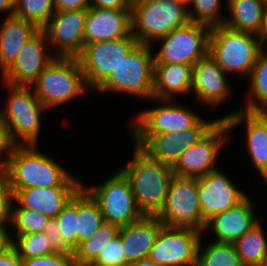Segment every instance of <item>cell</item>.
I'll use <instances>...</instances> for the list:
<instances>
[{
    "label": "cell",
    "mask_w": 267,
    "mask_h": 266,
    "mask_svg": "<svg viewBox=\"0 0 267 266\" xmlns=\"http://www.w3.org/2000/svg\"><path fill=\"white\" fill-rule=\"evenodd\" d=\"M31 88L47 110L91 91L78 59L72 57H55Z\"/></svg>",
    "instance_id": "obj_6"
},
{
    "label": "cell",
    "mask_w": 267,
    "mask_h": 266,
    "mask_svg": "<svg viewBox=\"0 0 267 266\" xmlns=\"http://www.w3.org/2000/svg\"><path fill=\"white\" fill-rule=\"evenodd\" d=\"M259 40L263 46L267 44V4H265L263 11V19L260 27V31L258 34Z\"/></svg>",
    "instance_id": "obj_47"
},
{
    "label": "cell",
    "mask_w": 267,
    "mask_h": 266,
    "mask_svg": "<svg viewBox=\"0 0 267 266\" xmlns=\"http://www.w3.org/2000/svg\"><path fill=\"white\" fill-rule=\"evenodd\" d=\"M83 187L98 202L104 222L119 227L141 219L144 215L137 207L128 179L118 169L102 184Z\"/></svg>",
    "instance_id": "obj_8"
},
{
    "label": "cell",
    "mask_w": 267,
    "mask_h": 266,
    "mask_svg": "<svg viewBox=\"0 0 267 266\" xmlns=\"http://www.w3.org/2000/svg\"><path fill=\"white\" fill-rule=\"evenodd\" d=\"M155 100V101H154ZM158 106L140 110L127 124L130 135L177 133L193 128L203 116L170 99L152 98ZM172 101V102H171ZM160 103V104H159Z\"/></svg>",
    "instance_id": "obj_9"
},
{
    "label": "cell",
    "mask_w": 267,
    "mask_h": 266,
    "mask_svg": "<svg viewBox=\"0 0 267 266\" xmlns=\"http://www.w3.org/2000/svg\"><path fill=\"white\" fill-rule=\"evenodd\" d=\"M38 146H8L1 171L11 190L83 186L80 178L73 176L58 159L48 156Z\"/></svg>",
    "instance_id": "obj_1"
},
{
    "label": "cell",
    "mask_w": 267,
    "mask_h": 266,
    "mask_svg": "<svg viewBox=\"0 0 267 266\" xmlns=\"http://www.w3.org/2000/svg\"><path fill=\"white\" fill-rule=\"evenodd\" d=\"M120 227L104 222L89 239L74 249V263L91 264L99 252L119 235Z\"/></svg>",
    "instance_id": "obj_31"
},
{
    "label": "cell",
    "mask_w": 267,
    "mask_h": 266,
    "mask_svg": "<svg viewBox=\"0 0 267 266\" xmlns=\"http://www.w3.org/2000/svg\"><path fill=\"white\" fill-rule=\"evenodd\" d=\"M229 126L219 119L192 147L183 152L171 166L174 175L181 177H201L219 169L217 158L228 143Z\"/></svg>",
    "instance_id": "obj_13"
},
{
    "label": "cell",
    "mask_w": 267,
    "mask_h": 266,
    "mask_svg": "<svg viewBox=\"0 0 267 266\" xmlns=\"http://www.w3.org/2000/svg\"><path fill=\"white\" fill-rule=\"evenodd\" d=\"M138 44L131 32L124 38L84 45L77 59L88 88L94 91Z\"/></svg>",
    "instance_id": "obj_11"
},
{
    "label": "cell",
    "mask_w": 267,
    "mask_h": 266,
    "mask_svg": "<svg viewBox=\"0 0 267 266\" xmlns=\"http://www.w3.org/2000/svg\"><path fill=\"white\" fill-rule=\"evenodd\" d=\"M50 51L46 34L39 29L24 44L14 63L1 75L2 82L13 86L31 87L55 58Z\"/></svg>",
    "instance_id": "obj_16"
},
{
    "label": "cell",
    "mask_w": 267,
    "mask_h": 266,
    "mask_svg": "<svg viewBox=\"0 0 267 266\" xmlns=\"http://www.w3.org/2000/svg\"><path fill=\"white\" fill-rule=\"evenodd\" d=\"M55 12L54 0H15L14 15L42 29Z\"/></svg>",
    "instance_id": "obj_34"
},
{
    "label": "cell",
    "mask_w": 267,
    "mask_h": 266,
    "mask_svg": "<svg viewBox=\"0 0 267 266\" xmlns=\"http://www.w3.org/2000/svg\"><path fill=\"white\" fill-rule=\"evenodd\" d=\"M43 233L48 237V240L56 252L74 255V250L65 242L60 234L56 218H50Z\"/></svg>",
    "instance_id": "obj_42"
},
{
    "label": "cell",
    "mask_w": 267,
    "mask_h": 266,
    "mask_svg": "<svg viewBox=\"0 0 267 266\" xmlns=\"http://www.w3.org/2000/svg\"><path fill=\"white\" fill-rule=\"evenodd\" d=\"M49 220L50 217L40 212L12 204L11 228L14 231V235L11 233L12 240L17 235L43 232Z\"/></svg>",
    "instance_id": "obj_33"
},
{
    "label": "cell",
    "mask_w": 267,
    "mask_h": 266,
    "mask_svg": "<svg viewBox=\"0 0 267 266\" xmlns=\"http://www.w3.org/2000/svg\"><path fill=\"white\" fill-rule=\"evenodd\" d=\"M4 85L8 99L5 106L0 108V121L8 146L38 145L41 113L48 110L31 87L13 86L3 82Z\"/></svg>",
    "instance_id": "obj_3"
},
{
    "label": "cell",
    "mask_w": 267,
    "mask_h": 266,
    "mask_svg": "<svg viewBox=\"0 0 267 266\" xmlns=\"http://www.w3.org/2000/svg\"><path fill=\"white\" fill-rule=\"evenodd\" d=\"M134 146L138 147L150 159L173 165L178 159L176 133L156 135H131Z\"/></svg>",
    "instance_id": "obj_28"
},
{
    "label": "cell",
    "mask_w": 267,
    "mask_h": 266,
    "mask_svg": "<svg viewBox=\"0 0 267 266\" xmlns=\"http://www.w3.org/2000/svg\"><path fill=\"white\" fill-rule=\"evenodd\" d=\"M230 13L223 25L235 31L259 34L265 2L263 0H226Z\"/></svg>",
    "instance_id": "obj_26"
},
{
    "label": "cell",
    "mask_w": 267,
    "mask_h": 266,
    "mask_svg": "<svg viewBox=\"0 0 267 266\" xmlns=\"http://www.w3.org/2000/svg\"><path fill=\"white\" fill-rule=\"evenodd\" d=\"M12 246V236L9 230H0V255Z\"/></svg>",
    "instance_id": "obj_46"
},
{
    "label": "cell",
    "mask_w": 267,
    "mask_h": 266,
    "mask_svg": "<svg viewBox=\"0 0 267 266\" xmlns=\"http://www.w3.org/2000/svg\"><path fill=\"white\" fill-rule=\"evenodd\" d=\"M90 7V0H54L55 12L66 10H87Z\"/></svg>",
    "instance_id": "obj_43"
},
{
    "label": "cell",
    "mask_w": 267,
    "mask_h": 266,
    "mask_svg": "<svg viewBox=\"0 0 267 266\" xmlns=\"http://www.w3.org/2000/svg\"><path fill=\"white\" fill-rule=\"evenodd\" d=\"M174 1L181 3L182 5L186 6L187 8H189V5L191 3V0H174Z\"/></svg>",
    "instance_id": "obj_51"
},
{
    "label": "cell",
    "mask_w": 267,
    "mask_h": 266,
    "mask_svg": "<svg viewBox=\"0 0 267 266\" xmlns=\"http://www.w3.org/2000/svg\"><path fill=\"white\" fill-rule=\"evenodd\" d=\"M259 221L233 245L244 266H261L267 261V236Z\"/></svg>",
    "instance_id": "obj_29"
},
{
    "label": "cell",
    "mask_w": 267,
    "mask_h": 266,
    "mask_svg": "<svg viewBox=\"0 0 267 266\" xmlns=\"http://www.w3.org/2000/svg\"><path fill=\"white\" fill-rule=\"evenodd\" d=\"M133 149L132 159L119 170L128 179L142 214L157 216L164 207L174 176L172 167L150 159L136 146Z\"/></svg>",
    "instance_id": "obj_2"
},
{
    "label": "cell",
    "mask_w": 267,
    "mask_h": 266,
    "mask_svg": "<svg viewBox=\"0 0 267 266\" xmlns=\"http://www.w3.org/2000/svg\"><path fill=\"white\" fill-rule=\"evenodd\" d=\"M131 266H163V265L158 264L157 262L148 257L133 263Z\"/></svg>",
    "instance_id": "obj_50"
},
{
    "label": "cell",
    "mask_w": 267,
    "mask_h": 266,
    "mask_svg": "<svg viewBox=\"0 0 267 266\" xmlns=\"http://www.w3.org/2000/svg\"><path fill=\"white\" fill-rule=\"evenodd\" d=\"M103 223L98 202L82 186L78 190V245L97 232Z\"/></svg>",
    "instance_id": "obj_30"
},
{
    "label": "cell",
    "mask_w": 267,
    "mask_h": 266,
    "mask_svg": "<svg viewBox=\"0 0 267 266\" xmlns=\"http://www.w3.org/2000/svg\"><path fill=\"white\" fill-rule=\"evenodd\" d=\"M1 75L14 63L24 44L39 30L32 22L15 15L0 22Z\"/></svg>",
    "instance_id": "obj_25"
},
{
    "label": "cell",
    "mask_w": 267,
    "mask_h": 266,
    "mask_svg": "<svg viewBox=\"0 0 267 266\" xmlns=\"http://www.w3.org/2000/svg\"><path fill=\"white\" fill-rule=\"evenodd\" d=\"M233 183L231 178L219 169L197 178L202 231L206 221L212 216L235 207L248 196Z\"/></svg>",
    "instance_id": "obj_17"
},
{
    "label": "cell",
    "mask_w": 267,
    "mask_h": 266,
    "mask_svg": "<svg viewBox=\"0 0 267 266\" xmlns=\"http://www.w3.org/2000/svg\"><path fill=\"white\" fill-rule=\"evenodd\" d=\"M152 45L138 44L115 70L94 90L96 93H124L137 98H153Z\"/></svg>",
    "instance_id": "obj_7"
},
{
    "label": "cell",
    "mask_w": 267,
    "mask_h": 266,
    "mask_svg": "<svg viewBox=\"0 0 267 266\" xmlns=\"http://www.w3.org/2000/svg\"><path fill=\"white\" fill-rule=\"evenodd\" d=\"M219 118L226 121L230 132L237 126L245 125V148L256 171L262 176L267 171V112H248L235 108Z\"/></svg>",
    "instance_id": "obj_18"
},
{
    "label": "cell",
    "mask_w": 267,
    "mask_h": 266,
    "mask_svg": "<svg viewBox=\"0 0 267 266\" xmlns=\"http://www.w3.org/2000/svg\"><path fill=\"white\" fill-rule=\"evenodd\" d=\"M218 63L207 54L193 66L192 91L195 102L208 107H218L230 95V81Z\"/></svg>",
    "instance_id": "obj_19"
},
{
    "label": "cell",
    "mask_w": 267,
    "mask_h": 266,
    "mask_svg": "<svg viewBox=\"0 0 267 266\" xmlns=\"http://www.w3.org/2000/svg\"><path fill=\"white\" fill-rule=\"evenodd\" d=\"M55 218L62 238L74 250L78 246V192Z\"/></svg>",
    "instance_id": "obj_37"
},
{
    "label": "cell",
    "mask_w": 267,
    "mask_h": 266,
    "mask_svg": "<svg viewBox=\"0 0 267 266\" xmlns=\"http://www.w3.org/2000/svg\"><path fill=\"white\" fill-rule=\"evenodd\" d=\"M86 16L85 9L54 12L42 30L55 57L77 58L80 55Z\"/></svg>",
    "instance_id": "obj_15"
},
{
    "label": "cell",
    "mask_w": 267,
    "mask_h": 266,
    "mask_svg": "<svg viewBox=\"0 0 267 266\" xmlns=\"http://www.w3.org/2000/svg\"><path fill=\"white\" fill-rule=\"evenodd\" d=\"M261 266H267V261L265 263H263Z\"/></svg>",
    "instance_id": "obj_54"
},
{
    "label": "cell",
    "mask_w": 267,
    "mask_h": 266,
    "mask_svg": "<svg viewBox=\"0 0 267 266\" xmlns=\"http://www.w3.org/2000/svg\"><path fill=\"white\" fill-rule=\"evenodd\" d=\"M7 148H8V144L6 142L3 128H2V123L0 121V168H2V166H3L6 152H7Z\"/></svg>",
    "instance_id": "obj_48"
},
{
    "label": "cell",
    "mask_w": 267,
    "mask_h": 266,
    "mask_svg": "<svg viewBox=\"0 0 267 266\" xmlns=\"http://www.w3.org/2000/svg\"><path fill=\"white\" fill-rule=\"evenodd\" d=\"M81 187H34L11 190L13 202L50 218H55Z\"/></svg>",
    "instance_id": "obj_22"
},
{
    "label": "cell",
    "mask_w": 267,
    "mask_h": 266,
    "mask_svg": "<svg viewBox=\"0 0 267 266\" xmlns=\"http://www.w3.org/2000/svg\"><path fill=\"white\" fill-rule=\"evenodd\" d=\"M23 266H73V255L54 252L49 255L22 259Z\"/></svg>",
    "instance_id": "obj_41"
},
{
    "label": "cell",
    "mask_w": 267,
    "mask_h": 266,
    "mask_svg": "<svg viewBox=\"0 0 267 266\" xmlns=\"http://www.w3.org/2000/svg\"><path fill=\"white\" fill-rule=\"evenodd\" d=\"M12 245L17 249L22 259L49 255L56 252L43 232L17 235L12 240Z\"/></svg>",
    "instance_id": "obj_35"
},
{
    "label": "cell",
    "mask_w": 267,
    "mask_h": 266,
    "mask_svg": "<svg viewBox=\"0 0 267 266\" xmlns=\"http://www.w3.org/2000/svg\"><path fill=\"white\" fill-rule=\"evenodd\" d=\"M163 224L157 216L144 215L141 219L120 227L126 262L131 266L144 258H148L155 238Z\"/></svg>",
    "instance_id": "obj_23"
},
{
    "label": "cell",
    "mask_w": 267,
    "mask_h": 266,
    "mask_svg": "<svg viewBox=\"0 0 267 266\" xmlns=\"http://www.w3.org/2000/svg\"><path fill=\"white\" fill-rule=\"evenodd\" d=\"M131 0H90V7L102 9H131Z\"/></svg>",
    "instance_id": "obj_44"
},
{
    "label": "cell",
    "mask_w": 267,
    "mask_h": 266,
    "mask_svg": "<svg viewBox=\"0 0 267 266\" xmlns=\"http://www.w3.org/2000/svg\"><path fill=\"white\" fill-rule=\"evenodd\" d=\"M263 47L254 33L235 31L223 24L211 27L208 54L226 74L248 78Z\"/></svg>",
    "instance_id": "obj_5"
},
{
    "label": "cell",
    "mask_w": 267,
    "mask_h": 266,
    "mask_svg": "<svg viewBox=\"0 0 267 266\" xmlns=\"http://www.w3.org/2000/svg\"><path fill=\"white\" fill-rule=\"evenodd\" d=\"M157 217L165 227L193 228L202 232L197 178L174 175Z\"/></svg>",
    "instance_id": "obj_12"
},
{
    "label": "cell",
    "mask_w": 267,
    "mask_h": 266,
    "mask_svg": "<svg viewBox=\"0 0 267 266\" xmlns=\"http://www.w3.org/2000/svg\"><path fill=\"white\" fill-rule=\"evenodd\" d=\"M131 33V9L89 7L83 32V47L93 42L124 38Z\"/></svg>",
    "instance_id": "obj_21"
},
{
    "label": "cell",
    "mask_w": 267,
    "mask_h": 266,
    "mask_svg": "<svg viewBox=\"0 0 267 266\" xmlns=\"http://www.w3.org/2000/svg\"><path fill=\"white\" fill-rule=\"evenodd\" d=\"M210 30L208 25L191 21L174 29L154 42H162L154 52V62L194 66L208 54Z\"/></svg>",
    "instance_id": "obj_10"
},
{
    "label": "cell",
    "mask_w": 267,
    "mask_h": 266,
    "mask_svg": "<svg viewBox=\"0 0 267 266\" xmlns=\"http://www.w3.org/2000/svg\"><path fill=\"white\" fill-rule=\"evenodd\" d=\"M193 66L153 62V98L175 99L191 95Z\"/></svg>",
    "instance_id": "obj_24"
},
{
    "label": "cell",
    "mask_w": 267,
    "mask_h": 266,
    "mask_svg": "<svg viewBox=\"0 0 267 266\" xmlns=\"http://www.w3.org/2000/svg\"><path fill=\"white\" fill-rule=\"evenodd\" d=\"M203 232L193 228L162 226L149 258L163 266H196Z\"/></svg>",
    "instance_id": "obj_14"
},
{
    "label": "cell",
    "mask_w": 267,
    "mask_h": 266,
    "mask_svg": "<svg viewBox=\"0 0 267 266\" xmlns=\"http://www.w3.org/2000/svg\"><path fill=\"white\" fill-rule=\"evenodd\" d=\"M251 196H247L235 207L218 213L206 221L203 233L211 231L217 243L234 244L260 220L255 212Z\"/></svg>",
    "instance_id": "obj_20"
},
{
    "label": "cell",
    "mask_w": 267,
    "mask_h": 266,
    "mask_svg": "<svg viewBox=\"0 0 267 266\" xmlns=\"http://www.w3.org/2000/svg\"><path fill=\"white\" fill-rule=\"evenodd\" d=\"M222 2V0H191L188 8L190 21L210 27L222 25L225 19L220 12L222 11Z\"/></svg>",
    "instance_id": "obj_36"
},
{
    "label": "cell",
    "mask_w": 267,
    "mask_h": 266,
    "mask_svg": "<svg viewBox=\"0 0 267 266\" xmlns=\"http://www.w3.org/2000/svg\"><path fill=\"white\" fill-rule=\"evenodd\" d=\"M219 119L215 117V120L208 121L203 117L193 128L177 132L178 158L183 152L195 145Z\"/></svg>",
    "instance_id": "obj_38"
},
{
    "label": "cell",
    "mask_w": 267,
    "mask_h": 266,
    "mask_svg": "<svg viewBox=\"0 0 267 266\" xmlns=\"http://www.w3.org/2000/svg\"><path fill=\"white\" fill-rule=\"evenodd\" d=\"M93 266H130L126 262L122 240L118 235L105 248H103L97 258L91 263Z\"/></svg>",
    "instance_id": "obj_39"
},
{
    "label": "cell",
    "mask_w": 267,
    "mask_h": 266,
    "mask_svg": "<svg viewBox=\"0 0 267 266\" xmlns=\"http://www.w3.org/2000/svg\"><path fill=\"white\" fill-rule=\"evenodd\" d=\"M15 0H0V13H6L7 16L14 15Z\"/></svg>",
    "instance_id": "obj_49"
},
{
    "label": "cell",
    "mask_w": 267,
    "mask_h": 266,
    "mask_svg": "<svg viewBox=\"0 0 267 266\" xmlns=\"http://www.w3.org/2000/svg\"><path fill=\"white\" fill-rule=\"evenodd\" d=\"M201 238L196 266H244L233 244L209 241L203 247Z\"/></svg>",
    "instance_id": "obj_32"
},
{
    "label": "cell",
    "mask_w": 267,
    "mask_h": 266,
    "mask_svg": "<svg viewBox=\"0 0 267 266\" xmlns=\"http://www.w3.org/2000/svg\"><path fill=\"white\" fill-rule=\"evenodd\" d=\"M250 80L244 106L238 109L248 112H267V49L263 47L248 77Z\"/></svg>",
    "instance_id": "obj_27"
},
{
    "label": "cell",
    "mask_w": 267,
    "mask_h": 266,
    "mask_svg": "<svg viewBox=\"0 0 267 266\" xmlns=\"http://www.w3.org/2000/svg\"><path fill=\"white\" fill-rule=\"evenodd\" d=\"M131 32L139 44L152 45L190 22L188 8L174 0H132Z\"/></svg>",
    "instance_id": "obj_4"
},
{
    "label": "cell",
    "mask_w": 267,
    "mask_h": 266,
    "mask_svg": "<svg viewBox=\"0 0 267 266\" xmlns=\"http://www.w3.org/2000/svg\"><path fill=\"white\" fill-rule=\"evenodd\" d=\"M13 193L9 188L5 174L0 171V230L11 227Z\"/></svg>",
    "instance_id": "obj_40"
},
{
    "label": "cell",
    "mask_w": 267,
    "mask_h": 266,
    "mask_svg": "<svg viewBox=\"0 0 267 266\" xmlns=\"http://www.w3.org/2000/svg\"><path fill=\"white\" fill-rule=\"evenodd\" d=\"M0 266H23L22 258L13 245L0 255Z\"/></svg>",
    "instance_id": "obj_45"
},
{
    "label": "cell",
    "mask_w": 267,
    "mask_h": 266,
    "mask_svg": "<svg viewBox=\"0 0 267 266\" xmlns=\"http://www.w3.org/2000/svg\"><path fill=\"white\" fill-rule=\"evenodd\" d=\"M73 266H93V265H91V264L74 263Z\"/></svg>",
    "instance_id": "obj_53"
},
{
    "label": "cell",
    "mask_w": 267,
    "mask_h": 266,
    "mask_svg": "<svg viewBox=\"0 0 267 266\" xmlns=\"http://www.w3.org/2000/svg\"><path fill=\"white\" fill-rule=\"evenodd\" d=\"M261 180H264V182L267 183V171L261 176Z\"/></svg>",
    "instance_id": "obj_52"
}]
</instances>
